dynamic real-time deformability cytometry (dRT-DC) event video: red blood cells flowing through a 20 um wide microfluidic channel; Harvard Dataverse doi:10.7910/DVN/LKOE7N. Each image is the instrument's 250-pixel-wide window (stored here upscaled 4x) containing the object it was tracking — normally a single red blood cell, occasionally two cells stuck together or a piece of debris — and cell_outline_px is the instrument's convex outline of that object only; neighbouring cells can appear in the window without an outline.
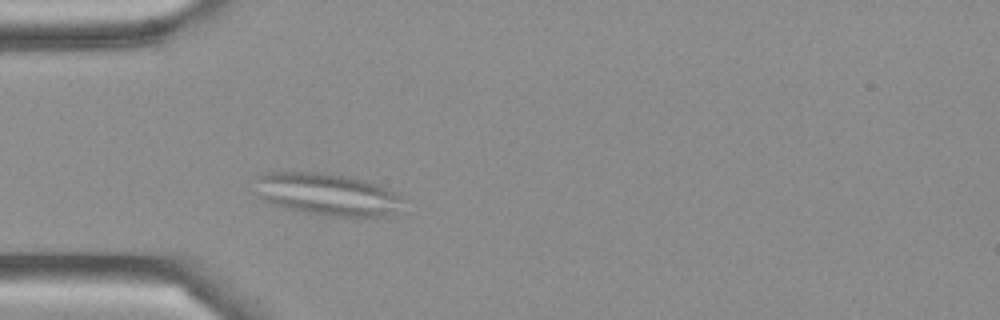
{"species": "Egyptian fruit bat (a non-hibernating species)", "species_latin": "Rousettus aegyptiacus", "temperature_condition": "cold", "stored_images_in_passage": 39, "camera_frame_rate_fps": 3000, "um_per_image_px": 0.085, "frame": {"image": 1, "passage_image": 3, "time_ms": 0.667, "image_size_px": [1000, 320], "cell_outline_px": [[400, 200], [392, 208], [380, 216], [372, 220], [336, 216], [304, 212], [272, 204], [264, 200], [256, 192], [256, 176], [264, 172], [324, 172], [348, 176], [364, 180], [376, 184], [396, 192], [400, 196]], "centroid_in_image_um": [27.72, 16.5], "position_along_channel_um": 57.3, "area_um2": 36.13}}
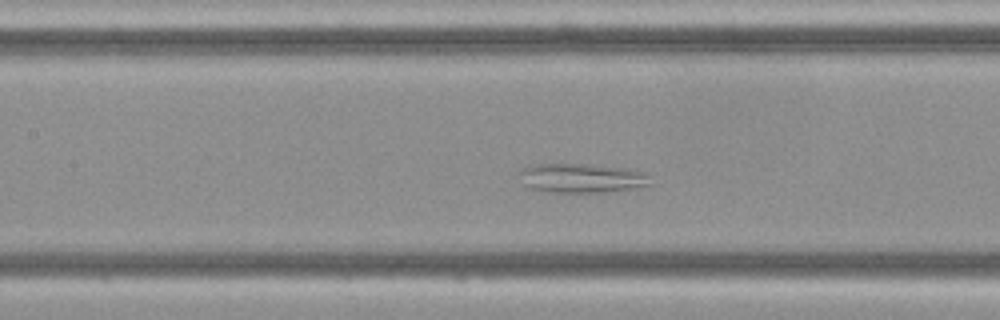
{"frame": {"image": 2, "passage_image": 11, "time_ms": 3.333, "image_size_px": [1000, 320], "cell_outline_px": [[652, 184], [632, 188], [604, 192], [552, 192], [528, 188], [524, 184], [516, 172], [520, 168], [536, 164], [584, 164], [632, 168], [644, 172], [648, 176]], "centroid_in_image_um": [49.41, 15.12], "position_along_channel_um": 158.0, "area_um2": 22.54}}
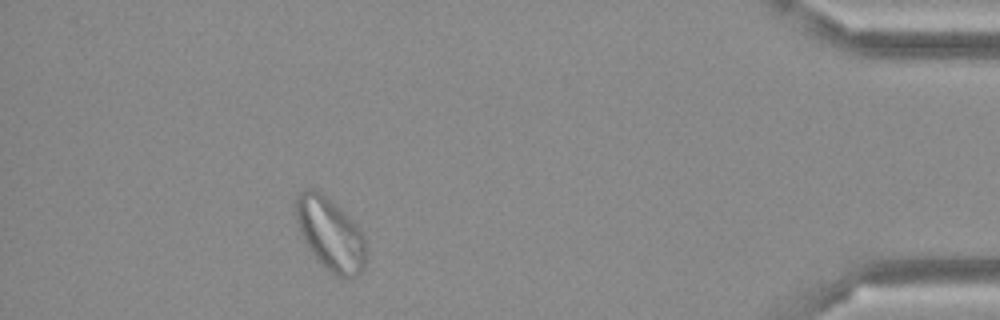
{"frame": {"image": 3, "passage_image": 34, "time_ms": 11.0, "image_size_px": [1000, 320], "cell_outline_px": [[364, 268], [352, 280], [340, 280], [312, 252], [304, 240], [296, 224], [296, 196], [300, 192], [312, 188], [316, 188], [336, 204], [360, 228], [364, 236]], "centroid_in_image_um": [28.08, 19.89], "position_along_channel_um": 407.1, "area_um2": 29.48}}